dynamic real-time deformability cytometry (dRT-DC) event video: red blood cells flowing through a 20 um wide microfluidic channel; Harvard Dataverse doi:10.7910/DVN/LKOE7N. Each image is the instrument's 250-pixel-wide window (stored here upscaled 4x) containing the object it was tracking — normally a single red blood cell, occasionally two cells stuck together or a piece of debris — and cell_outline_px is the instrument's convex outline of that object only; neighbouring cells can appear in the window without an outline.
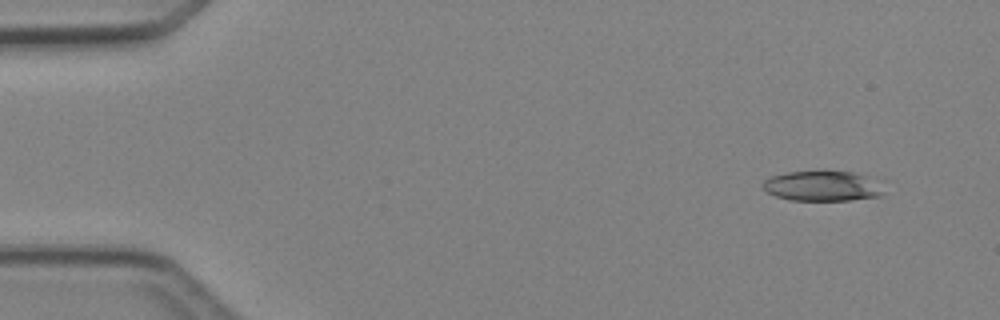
{"species": "Egyptian fruit bat (a non-hibernating species)", "species_latin": "Rousettus aegyptiacus", "temperature_condition": "cold", "stored_images_in_passage": 3, "camera_frame_rate_fps": 3000, "um_per_image_px": 0.085, "animal": {"sex": "female"}, "frame": {"image": 1, "passage_image": 1, "time_ms": 0.0, "image_size_px": [1000, 320], "cell_outline_px": [[884, 192], [880, 196], [848, 200], [788, 200], [776, 196], [768, 192], [764, 188], [764, 180], [768, 176], [788, 172], [852, 172], [864, 176]], "centroid_in_image_um": [69.79, 15.83], "position_along_channel_um": 15.2, "area_um2": 20.46}}